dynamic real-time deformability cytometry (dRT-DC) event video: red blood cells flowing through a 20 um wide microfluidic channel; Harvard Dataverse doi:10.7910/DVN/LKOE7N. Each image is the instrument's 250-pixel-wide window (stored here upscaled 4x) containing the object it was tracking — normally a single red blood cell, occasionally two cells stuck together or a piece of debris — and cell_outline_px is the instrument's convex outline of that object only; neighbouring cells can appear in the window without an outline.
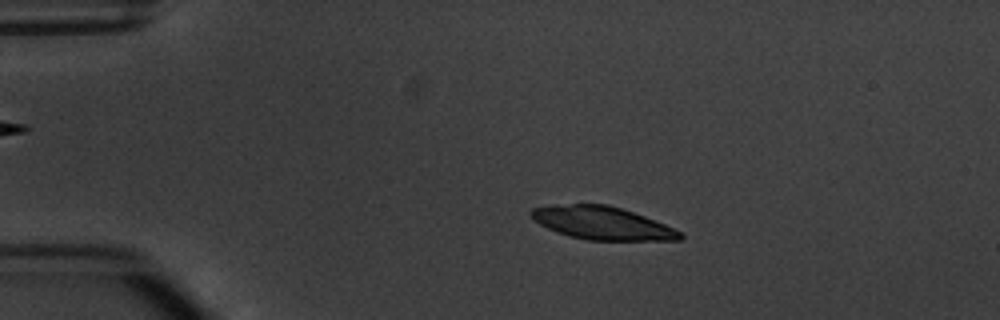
{"species": "common noctule bat (a hibernating species)", "species_latin": "Nyctalus noctula", "temperature_condition": "warm", "stored_images_in_passage": 9, "camera_frame_rate_fps": 3000, "um_per_image_px": 0.085, "animal": {"sex": "male", "body_mass_g": 20.1, "forearm_length_mm": 53.5}, "frame": {"image": 1, "passage_image": 3, "time_ms": 2.333, "image_size_px": [1000, 320], "cell_outline_px": [[684, 236], [680, 240], [588, 240], [568, 236], [556, 232], [532, 220], [528, 212], [532, 208], [552, 204], [608, 204], [644, 216], [664, 224], [680, 232]], "centroid_in_image_um": [51.11, 18.95], "position_along_channel_um": 33.9, "area_um2": 28.61}}